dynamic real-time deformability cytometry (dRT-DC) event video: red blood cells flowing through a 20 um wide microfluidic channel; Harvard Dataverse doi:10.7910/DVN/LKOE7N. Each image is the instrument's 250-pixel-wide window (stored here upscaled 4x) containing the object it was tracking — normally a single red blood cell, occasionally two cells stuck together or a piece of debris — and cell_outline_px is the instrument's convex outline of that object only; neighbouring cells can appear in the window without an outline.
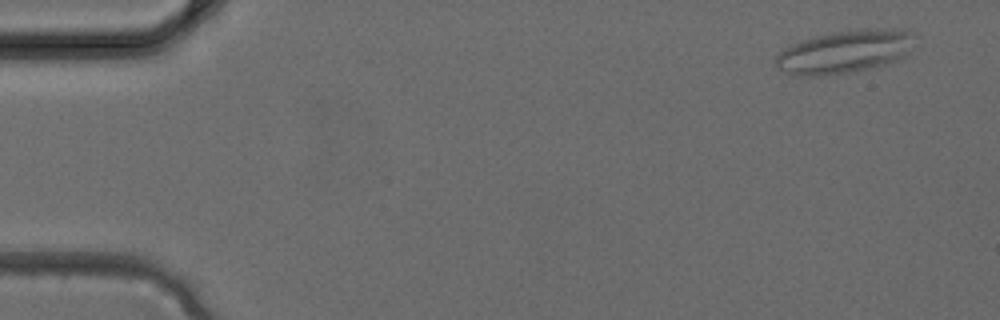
{"species": "common noctule bat (a hibernating species)", "species_latin": "Nyctalus noctula", "temperature_condition": "cold", "stored_images_in_passage": 2, "camera_frame_rate_fps": 3000, "um_per_image_px": 0.085, "animal": {"sex": "female", "body_mass_g": 24.6, "forearm_length_mm": 56.2}, "frame": {"image": 1, "passage_image": 1, "time_ms": 0.0, "image_size_px": [1000, 320], "cell_outline_px": [[916, 36], [904, 56], [888, 64], [848, 72], [820, 76], [788, 76], [776, 68], [772, 60], [784, 48], [792, 44], [816, 36], [836, 32], [868, 28], [904, 28], [912, 32]], "centroid_in_image_um": [71.75, 4.4], "position_along_channel_um": 13.2, "area_um2": 35.08}}